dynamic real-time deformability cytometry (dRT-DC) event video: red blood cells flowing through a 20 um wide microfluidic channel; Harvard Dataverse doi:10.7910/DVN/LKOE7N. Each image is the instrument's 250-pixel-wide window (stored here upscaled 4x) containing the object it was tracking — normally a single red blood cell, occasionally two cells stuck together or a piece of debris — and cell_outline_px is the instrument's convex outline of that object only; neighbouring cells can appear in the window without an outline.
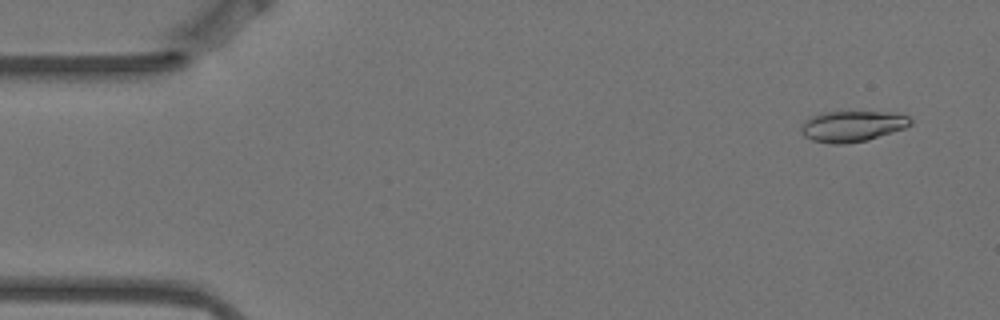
{"species": "Egyptian fruit bat (a non-hibernating species)", "species_latin": "Rousettus aegyptiacus", "temperature_condition": "warm", "stored_images_in_passage": 3, "camera_frame_rate_fps": 3000, "um_per_image_px": 0.085, "animal": {"sex": "female"}, "frame": {"image": 1, "passage_image": 1, "time_ms": 0.0, "image_size_px": [1000, 320], "cell_outline_px": [[912, 124], [904, 128], [868, 140], [844, 144], [832, 144], [812, 140], [804, 136], [800, 132], [800, 128], [804, 120], [812, 116], [824, 112], [892, 112], [908, 116], [912, 120]], "centroid_in_image_um": [72.43, 10.73], "position_along_channel_um": 12.6, "area_um2": 19.71}}